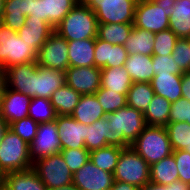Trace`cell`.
<instances>
[{
  "mask_svg": "<svg viewBox=\"0 0 190 190\" xmlns=\"http://www.w3.org/2000/svg\"><path fill=\"white\" fill-rule=\"evenodd\" d=\"M101 104L105 114L113 113L127 105L126 95L100 87L94 93Z\"/></svg>",
  "mask_w": 190,
  "mask_h": 190,
  "instance_id": "39",
  "label": "cell"
},
{
  "mask_svg": "<svg viewBox=\"0 0 190 190\" xmlns=\"http://www.w3.org/2000/svg\"><path fill=\"white\" fill-rule=\"evenodd\" d=\"M72 183L79 190H110L114 183L113 173L99 169L89 159L73 174Z\"/></svg>",
  "mask_w": 190,
  "mask_h": 190,
  "instance_id": "13",
  "label": "cell"
},
{
  "mask_svg": "<svg viewBox=\"0 0 190 190\" xmlns=\"http://www.w3.org/2000/svg\"><path fill=\"white\" fill-rule=\"evenodd\" d=\"M32 165L30 145L8 128L0 145V169L7 174L25 171Z\"/></svg>",
  "mask_w": 190,
  "mask_h": 190,
  "instance_id": "6",
  "label": "cell"
},
{
  "mask_svg": "<svg viewBox=\"0 0 190 190\" xmlns=\"http://www.w3.org/2000/svg\"><path fill=\"white\" fill-rule=\"evenodd\" d=\"M133 84L130 75L125 67L101 68V87L111 91L124 94L130 89Z\"/></svg>",
  "mask_w": 190,
  "mask_h": 190,
  "instance_id": "24",
  "label": "cell"
},
{
  "mask_svg": "<svg viewBox=\"0 0 190 190\" xmlns=\"http://www.w3.org/2000/svg\"><path fill=\"white\" fill-rule=\"evenodd\" d=\"M139 188L135 185L128 184L122 181H114L113 186L110 190H138Z\"/></svg>",
  "mask_w": 190,
  "mask_h": 190,
  "instance_id": "49",
  "label": "cell"
},
{
  "mask_svg": "<svg viewBox=\"0 0 190 190\" xmlns=\"http://www.w3.org/2000/svg\"><path fill=\"white\" fill-rule=\"evenodd\" d=\"M132 82H151L154 77L152 56L133 54L128 56L125 65Z\"/></svg>",
  "mask_w": 190,
  "mask_h": 190,
  "instance_id": "25",
  "label": "cell"
},
{
  "mask_svg": "<svg viewBox=\"0 0 190 190\" xmlns=\"http://www.w3.org/2000/svg\"><path fill=\"white\" fill-rule=\"evenodd\" d=\"M175 2L173 0H138L133 26L154 33L169 29V20Z\"/></svg>",
  "mask_w": 190,
  "mask_h": 190,
  "instance_id": "3",
  "label": "cell"
},
{
  "mask_svg": "<svg viewBox=\"0 0 190 190\" xmlns=\"http://www.w3.org/2000/svg\"><path fill=\"white\" fill-rule=\"evenodd\" d=\"M80 0H25L26 18L42 19L55 27Z\"/></svg>",
  "mask_w": 190,
  "mask_h": 190,
  "instance_id": "10",
  "label": "cell"
},
{
  "mask_svg": "<svg viewBox=\"0 0 190 190\" xmlns=\"http://www.w3.org/2000/svg\"><path fill=\"white\" fill-rule=\"evenodd\" d=\"M37 62L15 64L5 69V84L8 89L34 98L35 70Z\"/></svg>",
  "mask_w": 190,
  "mask_h": 190,
  "instance_id": "15",
  "label": "cell"
},
{
  "mask_svg": "<svg viewBox=\"0 0 190 190\" xmlns=\"http://www.w3.org/2000/svg\"><path fill=\"white\" fill-rule=\"evenodd\" d=\"M188 124H190V101H189Z\"/></svg>",
  "mask_w": 190,
  "mask_h": 190,
  "instance_id": "55",
  "label": "cell"
},
{
  "mask_svg": "<svg viewBox=\"0 0 190 190\" xmlns=\"http://www.w3.org/2000/svg\"><path fill=\"white\" fill-rule=\"evenodd\" d=\"M154 76L159 74H183L171 55L152 56Z\"/></svg>",
  "mask_w": 190,
  "mask_h": 190,
  "instance_id": "44",
  "label": "cell"
},
{
  "mask_svg": "<svg viewBox=\"0 0 190 190\" xmlns=\"http://www.w3.org/2000/svg\"><path fill=\"white\" fill-rule=\"evenodd\" d=\"M133 24L108 23L98 24L97 38L111 44L124 45L130 36Z\"/></svg>",
  "mask_w": 190,
  "mask_h": 190,
  "instance_id": "34",
  "label": "cell"
},
{
  "mask_svg": "<svg viewBox=\"0 0 190 190\" xmlns=\"http://www.w3.org/2000/svg\"><path fill=\"white\" fill-rule=\"evenodd\" d=\"M0 22L11 30L18 32L26 22L25 0H5Z\"/></svg>",
  "mask_w": 190,
  "mask_h": 190,
  "instance_id": "32",
  "label": "cell"
},
{
  "mask_svg": "<svg viewBox=\"0 0 190 190\" xmlns=\"http://www.w3.org/2000/svg\"><path fill=\"white\" fill-rule=\"evenodd\" d=\"M179 180L190 185V153L184 150H173Z\"/></svg>",
  "mask_w": 190,
  "mask_h": 190,
  "instance_id": "45",
  "label": "cell"
},
{
  "mask_svg": "<svg viewBox=\"0 0 190 190\" xmlns=\"http://www.w3.org/2000/svg\"><path fill=\"white\" fill-rule=\"evenodd\" d=\"M5 173L0 169V187L4 185Z\"/></svg>",
  "mask_w": 190,
  "mask_h": 190,
  "instance_id": "53",
  "label": "cell"
},
{
  "mask_svg": "<svg viewBox=\"0 0 190 190\" xmlns=\"http://www.w3.org/2000/svg\"><path fill=\"white\" fill-rule=\"evenodd\" d=\"M96 38L68 41L69 67L95 66Z\"/></svg>",
  "mask_w": 190,
  "mask_h": 190,
  "instance_id": "21",
  "label": "cell"
},
{
  "mask_svg": "<svg viewBox=\"0 0 190 190\" xmlns=\"http://www.w3.org/2000/svg\"><path fill=\"white\" fill-rule=\"evenodd\" d=\"M82 95L64 84L53 92L50 101L57 115H71Z\"/></svg>",
  "mask_w": 190,
  "mask_h": 190,
  "instance_id": "30",
  "label": "cell"
},
{
  "mask_svg": "<svg viewBox=\"0 0 190 190\" xmlns=\"http://www.w3.org/2000/svg\"><path fill=\"white\" fill-rule=\"evenodd\" d=\"M138 0H80L96 15L98 24H133Z\"/></svg>",
  "mask_w": 190,
  "mask_h": 190,
  "instance_id": "7",
  "label": "cell"
},
{
  "mask_svg": "<svg viewBox=\"0 0 190 190\" xmlns=\"http://www.w3.org/2000/svg\"><path fill=\"white\" fill-rule=\"evenodd\" d=\"M130 147L149 165L173 153L165 127L147 125Z\"/></svg>",
  "mask_w": 190,
  "mask_h": 190,
  "instance_id": "4",
  "label": "cell"
},
{
  "mask_svg": "<svg viewBox=\"0 0 190 190\" xmlns=\"http://www.w3.org/2000/svg\"><path fill=\"white\" fill-rule=\"evenodd\" d=\"M0 190H8V189L5 187V185H3L0 187Z\"/></svg>",
  "mask_w": 190,
  "mask_h": 190,
  "instance_id": "56",
  "label": "cell"
},
{
  "mask_svg": "<svg viewBox=\"0 0 190 190\" xmlns=\"http://www.w3.org/2000/svg\"><path fill=\"white\" fill-rule=\"evenodd\" d=\"M110 125L107 126V144L127 148L137 139L147 126L141 111L126 105L106 116Z\"/></svg>",
  "mask_w": 190,
  "mask_h": 190,
  "instance_id": "1",
  "label": "cell"
},
{
  "mask_svg": "<svg viewBox=\"0 0 190 190\" xmlns=\"http://www.w3.org/2000/svg\"><path fill=\"white\" fill-rule=\"evenodd\" d=\"M38 126L39 123L27 117L11 123L9 129L30 145L36 136Z\"/></svg>",
  "mask_w": 190,
  "mask_h": 190,
  "instance_id": "42",
  "label": "cell"
},
{
  "mask_svg": "<svg viewBox=\"0 0 190 190\" xmlns=\"http://www.w3.org/2000/svg\"><path fill=\"white\" fill-rule=\"evenodd\" d=\"M169 29L178 38H190V0H176L169 20Z\"/></svg>",
  "mask_w": 190,
  "mask_h": 190,
  "instance_id": "27",
  "label": "cell"
},
{
  "mask_svg": "<svg viewBox=\"0 0 190 190\" xmlns=\"http://www.w3.org/2000/svg\"><path fill=\"white\" fill-rule=\"evenodd\" d=\"M171 56L179 69L185 73L190 71V41L189 39L179 38L176 41Z\"/></svg>",
  "mask_w": 190,
  "mask_h": 190,
  "instance_id": "43",
  "label": "cell"
},
{
  "mask_svg": "<svg viewBox=\"0 0 190 190\" xmlns=\"http://www.w3.org/2000/svg\"><path fill=\"white\" fill-rule=\"evenodd\" d=\"M182 97L190 101V71L182 74Z\"/></svg>",
  "mask_w": 190,
  "mask_h": 190,
  "instance_id": "48",
  "label": "cell"
},
{
  "mask_svg": "<svg viewBox=\"0 0 190 190\" xmlns=\"http://www.w3.org/2000/svg\"><path fill=\"white\" fill-rule=\"evenodd\" d=\"M154 37V32L133 26L130 36L124 43L128 56L133 54L153 56Z\"/></svg>",
  "mask_w": 190,
  "mask_h": 190,
  "instance_id": "28",
  "label": "cell"
},
{
  "mask_svg": "<svg viewBox=\"0 0 190 190\" xmlns=\"http://www.w3.org/2000/svg\"><path fill=\"white\" fill-rule=\"evenodd\" d=\"M123 147L106 146L90 151V160L99 169L114 173Z\"/></svg>",
  "mask_w": 190,
  "mask_h": 190,
  "instance_id": "36",
  "label": "cell"
},
{
  "mask_svg": "<svg viewBox=\"0 0 190 190\" xmlns=\"http://www.w3.org/2000/svg\"><path fill=\"white\" fill-rule=\"evenodd\" d=\"M60 151L61 144L55 120L39 123L36 136L30 144V159L32 163Z\"/></svg>",
  "mask_w": 190,
  "mask_h": 190,
  "instance_id": "12",
  "label": "cell"
},
{
  "mask_svg": "<svg viewBox=\"0 0 190 190\" xmlns=\"http://www.w3.org/2000/svg\"><path fill=\"white\" fill-rule=\"evenodd\" d=\"M68 41L54 31L37 52L38 66L65 72L69 68Z\"/></svg>",
  "mask_w": 190,
  "mask_h": 190,
  "instance_id": "11",
  "label": "cell"
},
{
  "mask_svg": "<svg viewBox=\"0 0 190 190\" xmlns=\"http://www.w3.org/2000/svg\"><path fill=\"white\" fill-rule=\"evenodd\" d=\"M138 190H190L188 183L177 180L171 185H158L152 182H148L140 187Z\"/></svg>",
  "mask_w": 190,
  "mask_h": 190,
  "instance_id": "47",
  "label": "cell"
},
{
  "mask_svg": "<svg viewBox=\"0 0 190 190\" xmlns=\"http://www.w3.org/2000/svg\"><path fill=\"white\" fill-rule=\"evenodd\" d=\"M32 169L48 190L72 183L73 174L60 152L35 161Z\"/></svg>",
  "mask_w": 190,
  "mask_h": 190,
  "instance_id": "9",
  "label": "cell"
},
{
  "mask_svg": "<svg viewBox=\"0 0 190 190\" xmlns=\"http://www.w3.org/2000/svg\"><path fill=\"white\" fill-rule=\"evenodd\" d=\"M4 185L8 190H48L32 168L5 174Z\"/></svg>",
  "mask_w": 190,
  "mask_h": 190,
  "instance_id": "26",
  "label": "cell"
},
{
  "mask_svg": "<svg viewBox=\"0 0 190 190\" xmlns=\"http://www.w3.org/2000/svg\"><path fill=\"white\" fill-rule=\"evenodd\" d=\"M55 122L57 124L61 149L85 148V124L77 122L70 115H57Z\"/></svg>",
  "mask_w": 190,
  "mask_h": 190,
  "instance_id": "17",
  "label": "cell"
},
{
  "mask_svg": "<svg viewBox=\"0 0 190 190\" xmlns=\"http://www.w3.org/2000/svg\"><path fill=\"white\" fill-rule=\"evenodd\" d=\"M50 190H79V189L73 183H71L70 185L63 186L60 188H53Z\"/></svg>",
  "mask_w": 190,
  "mask_h": 190,
  "instance_id": "52",
  "label": "cell"
},
{
  "mask_svg": "<svg viewBox=\"0 0 190 190\" xmlns=\"http://www.w3.org/2000/svg\"><path fill=\"white\" fill-rule=\"evenodd\" d=\"M55 31L67 41L96 38L98 20L88 6L79 2L55 27Z\"/></svg>",
  "mask_w": 190,
  "mask_h": 190,
  "instance_id": "2",
  "label": "cell"
},
{
  "mask_svg": "<svg viewBox=\"0 0 190 190\" xmlns=\"http://www.w3.org/2000/svg\"><path fill=\"white\" fill-rule=\"evenodd\" d=\"M36 58L37 51L0 22V68L5 70L15 64L35 62Z\"/></svg>",
  "mask_w": 190,
  "mask_h": 190,
  "instance_id": "5",
  "label": "cell"
},
{
  "mask_svg": "<svg viewBox=\"0 0 190 190\" xmlns=\"http://www.w3.org/2000/svg\"><path fill=\"white\" fill-rule=\"evenodd\" d=\"M64 84L65 72L38 66L35 70L34 97L50 99L53 92Z\"/></svg>",
  "mask_w": 190,
  "mask_h": 190,
  "instance_id": "19",
  "label": "cell"
},
{
  "mask_svg": "<svg viewBox=\"0 0 190 190\" xmlns=\"http://www.w3.org/2000/svg\"><path fill=\"white\" fill-rule=\"evenodd\" d=\"M28 117L37 123H46L54 121L57 114L50 99L34 97L29 105Z\"/></svg>",
  "mask_w": 190,
  "mask_h": 190,
  "instance_id": "38",
  "label": "cell"
},
{
  "mask_svg": "<svg viewBox=\"0 0 190 190\" xmlns=\"http://www.w3.org/2000/svg\"><path fill=\"white\" fill-rule=\"evenodd\" d=\"M189 113V101L185 98H179L177 101L171 103V110L169 113V123L172 122H187Z\"/></svg>",
  "mask_w": 190,
  "mask_h": 190,
  "instance_id": "46",
  "label": "cell"
},
{
  "mask_svg": "<svg viewBox=\"0 0 190 190\" xmlns=\"http://www.w3.org/2000/svg\"><path fill=\"white\" fill-rule=\"evenodd\" d=\"M77 122L91 125L100 118L106 117L101 104L95 94L82 95L79 103L70 115Z\"/></svg>",
  "mask_w": 190,
  "mask_h": 190,
  "instance_id": "22",
  "label": "cell"
},
{
  "mask_svg": "<svg viewBox=\"0 0 190 190\" xmlns=\"http://www.w3.org/2000/svg\"><path fill=\"white\" fill-rule=\"evenodd\" d=\"M95 67L115 68L123 67L128 58L124 45L111 44L96 37L95 43Z\"/></svg>",
  "mask_w": 190,
  "mask_h": 190,
  "instance_id": "18",
  "label": "cell"
},
{
  "mask_svg": "<svg viewBox=\"0 0 190 190\" xmlns=\"http://www.w3.org/2000/svg\"><path fill=\"white\" fill-rule=\"evenodd\" d=\"M54 31L55 29L42 19L26 18L25 24L17 33L21 39L29 44V47L38 52Z\"/></svg>",
  "mask_w": 190,
  "mask_h": 190,
  "instance_id": "20",
  "label": "cell"
},
{
  "mask_svg": "<svg viewBox=\"0 0 190 190\" xmlns=\"http://www.w3.org/2000/svg\"><path fill=\"white\" fill-rule=\"evenodd\" d=\"M178 39L170 29L155 33L153 56L171 55Z\"/></svg>",
  "mask_w": 190,
  "mask_h": 190,
  "instance_id": "40",
  "label": "cell"
},
{
  "mask_svg": "<svg viewBox=\"0 0 190 190\" xmlns=\"http://www.w3.org/2000/svg\"><path fill=\"white\" fill-rule=\"evenodd\" d=\"M4 3H5V0H0V21L2 19V14H3V10H4Z\"/></svg>",
  "mask_w": 190,
  "mask_h": 190,
  "instance_id": "54",
  "label": "cell"
},
{
  "mask_svg": "<svg viewBox=\"0 0 190 190\" xmlns=\"http://www.w3.org/2000/svg\"><path fill=\"white\" fill-rule=\"evenodd\" d=\"M173 150H184L190 153V124L172 122L165 126Z\"/></svg>",
  "mask_w": 190,
  "mask_h": 190,
  "instance_id": "37",
  "label": "cell"
},
{
  "mask_svg": "<svg viewBox=\"0 0 190 190\" xmlns=\"http://www.w3.org/2000/svg\"><path fill=\"white\" fill-rule=\"evenodd\" d=\"M113 176L114 181L126 182L140 188L150 182V165L131 147L123 148Z\"/></svg>",
  "mask_w": 190,
  "mask_h": 190,
  "instance_id": "8",
  "label": "cell"
},
{
  "mask_svg": "<svg viewBox=\"0 0 190 190\" xmlns=\"http://www.w3.org/2000/svg\"><path fill=\"white\" fill-rule=\"evenodd\" d=\"M60 153L72 174L90 159V152L86 148L61 149Z\"/></svg>",
  "mask_w": 190,
  "mask_h": 190,
  "instance_id": "41",
  "label": "cell"
},
{
  "mask_svg": "<svg viewBox=\"0 0 190 190\" xmlns=\"http://www.w3.org/2000/svg\"><path fill=\"white\" fill-rule=\"evenodd\" d=\"M155 95L149 82H134L127 93V105L144 113Z\"/></svg>",
  "mask_w": 190,
  "mask_h": 190,
  "instance_id": "33",
  "label": "cell"
},
{
  "mask_svg": "<svg viewBox=\"0 0 190 190\" xmlns=\"http://www.w3.org/2000/svg\"><path fill=\"white\" fill-rule=\"evenodd\" d=\"M9 125L8 123L1 117L0 114V145L2 143L3 136L5 132L8 130Z\"/></svg>",
  "mask_w": 190,
  "mask_h": 190,
  "instance_id": "50",
  "label": "cell"
},
{
  "mask_svg": "<svg viewBox=\"0 0 190 190\" xmlns=\"http://www.w3.org/2000/svg\"><path fill=\"white\" fill-rule=\"evenodd\" d=\"M66 84L81 95L94 94L101 87V68L69 67L65 71Z\"/></svg>",
  "mask_w": 190,
  "mask_h": 190,
  "instance_id": "14",
  "label": "cell"
},
{
  "mask_svg": "<svg viewBox=\"0 0 190 190\" xmlns=\"http://www.w3.org/2000/svg\"><path fill=\"white\" fill-rule=\"evenodd\" d=\"M170 110L171 102L155 94L147 110L143 113L146 125L165 127L169 123Z\"/></svg>",
  "mask_w": 190,
  "mask_h": 190,
  "instance_id": "31",
  "label": "cell"
},
{
  "mask_svg": "<svg viewBox=\"0 0 190 190\" xmlns=\"http://www.w3.org/2000/svg\"><path fill=\"white\" fill-rule=\"evenodd\" d=\"M181 82L182 74H159L150 83L155 94L173 103L182 98Z\"/></svg>",
  "mask_w": 190,
  "mask_h": 190,
  "instance_id": "23",
  "label": "cell"
},
{
  "mask_svg": "<svg viewBox=\"0 0 190 190\" xmlns=\"http://www.w3.org/2000/svg\"><path fill=\"white\" fill-rule=\"evenodd\" d=\"M110 125L107 117L86 125L85 148L90 152L99 148L109 146L107 144V126Z\"/></svg>",
  "mask_w": 190,
  "mask_h": 190,
  "instance_id": "35",
  "label": "cell"
},
{
  "mask_svg": "<svg viewBox=\"0 0 190 190\" xmlns=\"http://www.w3.org/2000/svg\"><path fill=\"white\" fill-rule=\"evenodd\" d=\"M5 86V71L0 68V98L3 95Z\"/></svg>",
  "mask_w": 190,
  "mask_h": 190,
  "instance_id": "51",
  "label": "cell"
},
{
  "mask_svg": "<svg viewBox=\"0 0 190 190\" xmlns=\"http://www.w3.org/2000/svg\"><path fill=\"white\" fill-rule=\"evenodd\" d=\"M32 98L23 93L8 89L6 86L0 98L1 117L10 125L11 123L27 118Z\"/></svg>",
  "mask_w": 190,
  "mask_h": 190,
  "instance_id": "16",
  "label": "cell"
},
{
  "mask_svg": "<svg viewBox=\"0 0 190 190\" xmlns=\"http://www.w3.org/2000/svg\"><path fill=\"white\" fill-rule=\"evenodd\" d=\"M177 180L179 174L173 154L150 165V182L165 186Z\"/></svg>",
  "mask_w": 190,
  "mask_h": 190,
  "instance_id": "29",
  "label": "cell"
}]
</instances>
